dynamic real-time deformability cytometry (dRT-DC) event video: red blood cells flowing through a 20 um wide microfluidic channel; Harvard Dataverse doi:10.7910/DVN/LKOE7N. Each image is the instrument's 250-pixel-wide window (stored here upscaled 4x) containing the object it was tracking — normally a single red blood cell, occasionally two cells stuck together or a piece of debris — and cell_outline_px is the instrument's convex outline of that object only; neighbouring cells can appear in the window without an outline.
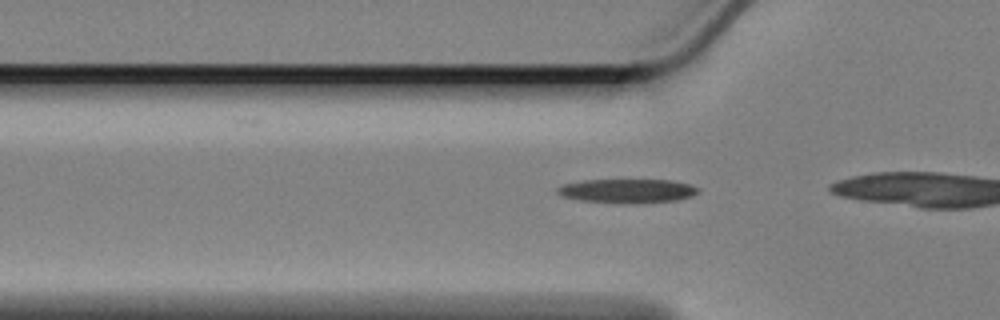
{"species": "Egyptian fruit bat (a non-hibernating species)", "species_latin": "Rousettus aegyptiacus", "temperature_condition": "cold", "stored_images_in_passage": 9, "camera_frame_rate_fps": 3000, "um_per_image_px": 0.085, "animal": {"sex": "female"}, "frame": {"image": 1, "passage_image": 6, "time_ms": 1.667, "image_size_px": [1000, 320], "cell_outline_px": [[700, 192], [692, 196], [676, 200], [632, 204], [624, 204], [580, 200], [560, 196], [556, 192], [556, 188], [564, 184], [584, 180], [668, 180], [688, 184], [700, 188]], "centroid_in_image_um": [53.31, 16.24], "position_along_channel_um": 72.5, "area_um2": 19.83}}